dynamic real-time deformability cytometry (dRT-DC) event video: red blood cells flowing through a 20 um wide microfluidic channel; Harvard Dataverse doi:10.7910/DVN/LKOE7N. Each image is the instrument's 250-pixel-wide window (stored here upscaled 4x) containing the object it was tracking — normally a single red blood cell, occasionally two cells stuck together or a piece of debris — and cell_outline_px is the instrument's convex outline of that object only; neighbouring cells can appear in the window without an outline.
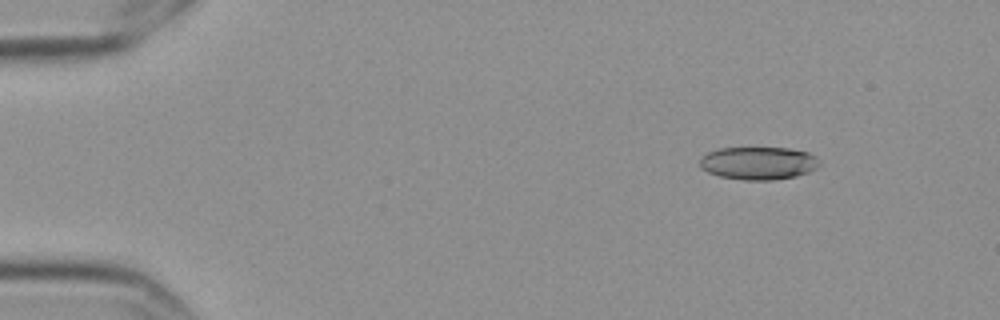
{"species": "Egyptian fruit bat (a non-hibernating species)", "species_latin": "Rousettus aegyptiacus", "temperature_condition": "cold", "stored_images_in_passage": 6, "camera_frame_rate_fps": 3000, "um_per_image_px": 0.085, "frame": {"image": 1, "passage_image": 2, "time_ms": 0.333, "image_size_px": [1000, 320], "cell_outline_px": [[820, 164], [816, 168], [808, 172], [796, 176], [772, 180], [744, 180], [720, 176], [708, 172], [700, 168], [700, 156], [708, 152], [720, 148], [788, 148], [808, 152], [816, 156], [820, 160]], "centroid_in_image_um": [64.46, 13.86], "position_along_channel_um": 20.5, "area_um2": 23.0}}
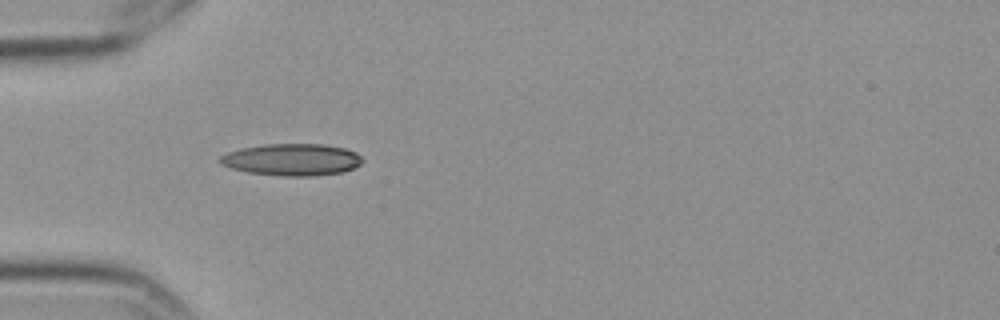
{"frame": {"image": 2, "passage_image": 5, "time_ms": 1.333, "image_size_px": [1000, 320], "cell_outline_px": [[364, 160], [360, 164], [352, 168], [340, 172], [312, 176], [284, 176], [248, 172], [232, 168], [220, 164], [216, 160], [220, 156], [228, 152], [240, 148], [264, 144], [324, 144], [344, 148], [356, 152]], "centroid_in_image_um": [24.78, 13.56], "position_along_channel_um": 60.2, "area_um2": 26.47}}
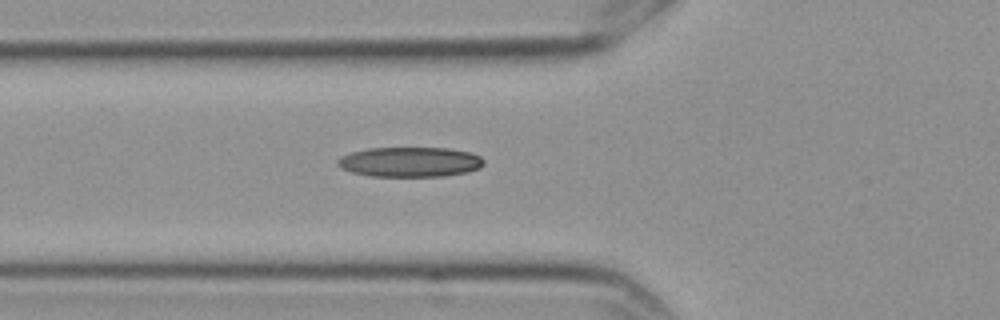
{"frame": {"image": 3, "passage_image": 6, "time_ms": 1.667, "image_size_px": [1000, 320], "cell_outline_px": [[484, 164], [480, 168], [468, 172], [444, 176], [368, 176], [352, 172], [340, 168], [336, 164], [336, 160], [340, 156], [352, 152], [368, 148], [448, 148], [468, 152], [480, 156], [484, 160]], "centroid_in_image_um": [34.82, 13.77], "position_along_channel_um": 91.0, "area_um2": 25.61}}